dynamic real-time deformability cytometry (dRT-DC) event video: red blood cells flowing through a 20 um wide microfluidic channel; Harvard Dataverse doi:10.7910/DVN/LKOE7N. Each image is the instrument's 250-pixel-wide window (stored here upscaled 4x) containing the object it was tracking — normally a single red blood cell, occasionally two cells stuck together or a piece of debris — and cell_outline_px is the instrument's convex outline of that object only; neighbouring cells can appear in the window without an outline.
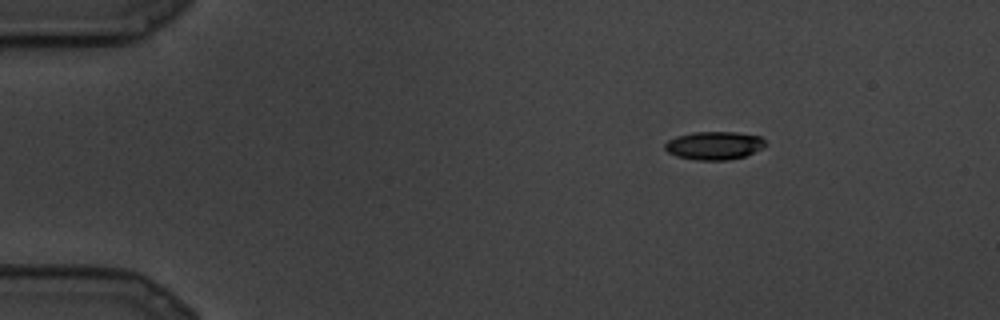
{"species": "common noctule bat (a hibernating species)", "species_latin": "Nyctalus noctula", "temperature_condition": "cold", "stored_images_in_passage": 5, "camera_frame_rate_fps": 3000, "um_per_image_px": 0.085, "animal": {"sex": "male", "body_mass_g": 19.5, "forearm_length_mm": 54.6}, "frame": {"image": 1, "passage_image": 1, "time_ms": 0.0, "image_size_px": [1000, 320], "cell_outline_px": [[768, 144], [744, 156], [728, 160], [696, 160], [676, 156], [668, 152], [664, 148], [664, 144], [668, 140], [676, 136], [692, 132], [736, 132], [760, 136]], "centroid_in_image_um": [60.67, 12.36], "position_along_channel_um": 24.3, "area_um2": 16.47}}